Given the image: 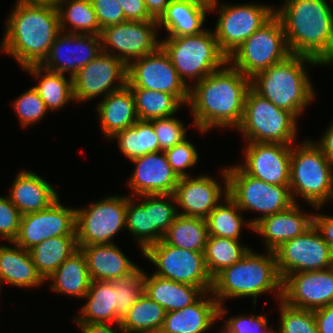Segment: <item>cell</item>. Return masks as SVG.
<instances>
[{
  "mask_svg": "<svg viewBox=\"0 0 333 333\" xmlns=\"http://www.w3.org/2000/svg\"><path fill=\"white\" fill-rule=\"evenodd\" d=\"M207 238L208 229L204 218L178 215L163 240L171 246L204 252Z\"/></svg>",
  "mask_w": 333,
  "mask_h": 333,
  "instance_id": "obj_38",
  "label": "cell"
},
{
  "mask_svg": "<svg viewBox=\"0 0 333 333\" xmlns=\"http://www.w3.org/2000/svg\"><path fill=\"white\" fill-rule=\"evenodd\" d=\"M218 303L211 291L183 309L166 312L159 333H204L218 321Z\"/></svg>",
  "mask_w": 333,
  "mask_h": 333,
  "instance_id": "obj_25",
  "label": "cell"
},
{
  "mask_svg": "<svg viewBox=\"0 0 333 333\" xmlns=\"http://www.w3.org/2000/svg\"><path fill=\"white\" fill-rule=\"evenodd\" d=\"M208 10L179 0H171L165 13L157 21L158 28L164 27L167 37L197 35L204 30Z\"/></svg>",
  "mask_w": 333,
  "mask_h": 333,
  "instance_id": "obj_33",
  "label": "cell"
},
{
  "mask_svg": "<svg viewBox=\"0 0 333 333\" xmlns=\"http://www.w3.org/2000/svg\"><path fill=\"white\" fill-rule=\"evenodd\" d=\"M0 245V281L17 288H36L45 280L37 272L31 253L14 241Z\"/></svg>",
  "mask_w": 333,
  "mask_h": 333,
  "instance_id": "obj_29",
  "label": "cell"
},
{
  "mask_svg": "<svg viewBox=\"0 0 333 333\" xmlns=\"http://www.w3.org/2000/svg\"><path fill=\"white\" fill-rule=\"evenodd\" d=\"M51 280L50 289L55 293L84 298L91 285L86 257L79 248L68 257L46 280Z\"/></svg>",
  "mask_w": 333,
  "mask_h": 333,
  "instance_id": "obj_31",
  "label": "cell"
},
{
  "mask_svg": "<svg viewBox=\"0 0 333 333\" xmlns=\"http://www.w3.org/2000/svg\"><path fill=\"white\" fill-rule=\"evenodd\" d=\"M319 333H333V304L314 310Z\"/></svg>",
  "mask_w": 333,
  "mask_h": 333,
  "instance_id": "obj_55",
  "label": "cell"
},
{
  "mask_svg": "<svg viewBox=\"0 0 333 333\" xmlns=\"http://www.w3.org/2000/svg\"><path fill=\"white\" fill-rule=\"evenodd\" d=\"M150 122L153 124L161 151L172 148L187 138L185 124L173 115L153 119Z\"/></svg>",
  "mask_w": 333,
  "mask_h": 333,
  "instance_id": "obj_49",
  "label": "cell"
},
{
  "mask_svg": "<svg viewBox=\"0 0 333 333\" xmlns=\"http://www.w3.org/2000/svg\"><path fill=\"white\" fill-rule=\"evenodd\" d=\"M30 1H36V2H49V3H57L59 0H30Z\"/></svg>",
  "mask_w": 333,
  "mask_h": 333,
  "instance_id": "obj_60",
  "label": "cell"
},
{
  "mask_svg": "<svg viewBox=\"0 0 333 333\" xmlns=\"http://www.w3.org/2000/svg\"><path fill=\"white\" fill-rule=\"evenodd\" d=\"M314 143L322 150L325 157L333 163V120L321 138Z\"/></svg>",
  "mask_w": 333,
  "mask_h": 333,
  "instance_id": "obj_56",
  "label": "cell"
},
{
  "mask_svg": "<svg viewBox=\"0 0 333 333\" xmlns=\"http://www.w3.org/2000/svg\"><path fill=\"white\" fill-rule=\"evenodd\" d=\"M144 200L140 203L150 210L151 226H153V244L163 239L169 226L178 216L176 200L173 194L140 195Z\"/></svg>",
  "mask_w": 333,
  "mask_h": 333,
  "instance_id": "obj_43",
  "label": "cell"
},
{
  "mask_svg": "<svg viewBox=\"0 0 333 333\" xmlns=\"http://www.w3.org/2000/svg\"><path fill=\"white\" fill-rule=\"evenodd\" d=\"M281 300L312 311L333 304V267L287 275L282 281Z\"/></svg>",
  "mask_w": 333,
  "mask_h": 333,
  "instance_id": "obj_21",
  "label": "cell"
},
{
  "mask_svg": "<svg viewBox=\"0 0 333 333\" xmlns=\"http://www.w3.org/2000/svg\"><path fill=\"white\" fill-rule=\"evenodd\" d=\"M218 1L211 9V13L214 10L219 12L214 33L220 50L227 57L275 15L274 6L269 4L249 2L229 5Z\"/></svg>",
  "mask_w": 333,
  "mask_h": 333,
  "instance_id": "obj_13",
  "label": "cell"
},
{
  "mask_svg": "<svg viewBox=\"0 0 333 333\" xmlns=\"http://www.w3.org/2000/svg\"><path fill=\"white\" fill-rule=\"evenodd\" d=\"M21 213L8 196L0 195V238L13 242L19 233Z\"/></svg>",
  "mask_w": 333,
  "mask_h": 333,
  "instance_id": "obj_51",
  "label": "cell"
},
{
  "mask_svg": "<svg viewBox=\"0 0 333 333\" xmlns=\"http://www.w3.org/2000/svg\"><path fill=\"white\" fill-rule=\"evenodd\" d=\"M162 39L161 47L169 55L185 85L188 80L194 84L199 82L228 62V57L220 50L214 31L208 28L197 35Z\"/></svg>",
  "mask_w": 333,
  "mask_h": 333,
  "instance_id": "obj_7",
  "label": "cell"
},
{
  "mask_svg": "<svg viewBox=\"0 0 333 333\" xmlns=\"http://www.w3.org/2000/svg\"><path fill=\"white\" fill-rule=\"evenodd\" d=\"M251 78L227 62L189 88L193 125L202 134L216 128L237 129L243 114Z\"/></svg>",
  "mask_w": 333,
  "mask_h": 333,
  "instance_id": "obj_1",
  "label": "cell"
},
{
  "mask_svg": "<svg viewBox=\"0 0 333 333\" xmlns=\"http://www.w3.org/2000/svg\"><path fill=\"white\" fill-rule=\"evenodd\" d=\"M190 85L180 79L169 55L160 46L151 54L127 65V86L174 95L183 105L189 101Z\"/></svg>",
  "mask_w": 333,
  "mask_h": 333,
  "instance_id": "obj_14",
  "label": "cell"
},
{
  "mask_svg": "<svg viewBox=\"0 0 333 333\" xmlns=\"http://www.w3.org/2000/svg\"><path fill=\"white\" fill-rule=\"evenodd\" d=\"M11 104L18 115L19 124L24 129L30 127L31 124L40 122L49 112L44 101L33 87L19 95Z\"/></svg>",
  "mask_w": 333,
  "mask_h": 333,
  "instance_id": "obj_47",
  "label": "cell"
},
{
  "mask_svg": "<svg viewBox=\"0 0 333 333\" xmlns=\"http://www.w3.org/2000/svg\"><path fill=\"white\" fill-rule=\"evenodd\" d=\"M279 302V328L277 333H319L314 311L295 308L282 300Z\"/></svg>",
  "mask_w": 333,
  "mask_h": 333,
  "instance_id": "obj_46",
  "label": "cell"
},
{
  "mask_svg": "<svg viewBox=\"0 0 333 333\" xmlns=\"http://www.w3.org/2000/svg\"><path fill=\"white\" fill-rule=\"evenodd\" d=\"M135 197L128 195L126 210V228L134 237L141 253L153 244V226H151L150 210H146L141 203H135Z\"/></svg>",
  "mask_w": 333,
  "mask_h": 333,
  "instance_id": "obj_45",
  "label": "cell"
},
{
  "mask_svg": "<svg viewBox=\"0 0 333 333\" xmlns=\"http://www.w3.org/2000/svg\"><path fill=\"white\" fill-rule=\"evenodd\" d=\"M82 333H126L120 324H115L117 329L111 328L110 323L76 324Z\"/></svg>",
  "mask_w": 333,
  "mask_h": 333,
  "instance_id": "obj_57",
  "label": "cell"
},
{
  "mask_svg": "<svg viewBox=\"0 0 333 333\" xmlns=\"http://www.w3.org/2000/svg\"><path fill=\"white\" fill-rule=\"evenodd\" d=\"M244 147V163L237 164L246 174L273 185L289 186L292 145L252 142Z\"/></svg>",
  "mask_w": 333,
  "mask_h": 333,
  "instance_id": "obj_20",
  "label": "cell"
},
{
  "mask_svg": "<svg viewBox=\"0 0 333 333\" xmlns=\"http://www.w3.org/2000/svg\"><path fill=\"white\" fill-rule=\"evenodd\" d=\"M128 196L110 195L76 208V237L78 245L115 243L114 237L126 227Z\"/></svg>",
  "mask_w": 333,
  "mask_h": 333,
  "instance_id": "obj_11",
  "label": "cell"
},
{
  "mask_svg": "<svg viewBox=\"0 0 333 333\" xmlns=\"http://www.w3.org/2000/svg\"><path fill=\"white\" fill-rule=\"evenodd\" d=\"M289 188L316 211L333 201V163L311 139L292 145Z\"/></svg>",
  "mask_w": 333,
  "mask_h": 333,
  "instance_id": "obj_6",
  "label": "cell"
},
{
  "mask_svg": "<svg viewBox=\"0 0 333 333\" xmlns=\"http://www.w3.org/2000/svg\"><path fill=\"white\" fill-rule=\"evenodd\" d=\"M282 281L274 251L261 254L250 248L242 259L213 278L211 292L218 305H225L230 298L252 297L255 308L261 294L273 292L281 300Z\"/></svg>",
  "mask_w": 333,
  "mask_h": 333,
  "instance_id": "obj_5",
  "label": "cell"
},
{
  "mask_svg": "<svg viewBox=\"0 0 333 333\" xmlns=\"http://www.w3.org/2000/svg\"><path fill=\"white\" fill-rule=\"evenodd\" d=\"M219 331H220L219 333H227L223 328Z\"/></svg>",
  "mask_w": 333,
  "mask_h": 333,
  "instance_id": "obj_62",
  "label": "cell"
},
{
  "mask_svg": "<svg viewBox=\"0 0 333 333\" xmlns=\"http://www.w3.org/2000/svg\"><path fill=\"white\" fill-rule=\"evenodd\" d=\"M314 212H303L298 202L288 209L260 219L253 232L261 235L265 251H274L282 243L304 234L313 226Z\"/></svg>",
  "mask_w": 333,
  "mask_h": 333,
  "instance_id": "obj_24",
  "label": "cell"
},
{
  "mask_svg": "<svg viewBox=\"0 0 333 333\" xmlns=\"http://www.w3.org/2000/svg\"><path fill=\"white\" fill-rule=\"evenodd\" d=\"M158 31L157 21H125L104 27L100 34L102 51L128 65L161 46Z\"/></svg>",
  "mask_w": 333,
  "mask_h": 333,
  "instance_id": "obj_16",
  "label": "cell"
},
{
  "mask_svg": "<svg viewBox=\"0 0 333 333\" xmlns=\"http://www.w3.org/2000/svg\"><path fill=\"white\" fill-rule=\"evenodd\" d=\"M102 52L99 35L60 32L41 66L44 69L74 76Z\"/></svg>",
  "mask_w": 333,
  "mask_h": 333,
  "instance_id": "obj_22",
  "label": "cell"
},
{
  "mask_svg": "<svg viewBox=\"0 0 333 333\" xmlns=\"http://www.w3.org/2000/svg\"><path fill=\"white\" fill-rule=\"evenodd\" d=\"M78 247L86 257L91 281H112L132 273L138 267L115 243Z\"/></svg>",
  "mask_w": 333,
  "mask_h": 333,
  "instance_id": "obj_27",
  "label": "cell"
},
{
  "mask_svg": "<svg viewBox=\"0 0 333 333\" xmlns=\"http://www.w3.org/2000/svg\"><path fill=\"white\" fill-rule=\"evenodd\" d=\"M171 0H144L149 15L154 20H159L165 13Z\"/></svg>",
  "mask_w": 333,
  "mask_h": 333,
  "instance_id": "obj_58",
  "label": "cell"
},
{
  "mask_svg": "<svg viewBox=\"0 0 333 333\" xmlns=\"http://www.w3.org/2000/svg\"><path fill=\"white\" fill-rule=\"evenodd\" d=\"M282 280L289 274L333 267V251L313 225L304 234L274 250Z\"/></svg>",
  "mask_w": 333,
  "mask_h": 333,
  "instance_id": "obj_15",
  "label": "cell"
},
{
  "mask_svg": "<svg viewBox=\"0 0 333 333\" xmlns=\"http://www.w3.org/2000/svg\"><path fill=\"white\" fill-rule=\"evenodd\" d=\"M116 289V324L144 293V270L139 266L130 274L111 281Z\"/></svg>",
  "mask_w": 333,
  "mask_h": 333,
  "instance_id": "obj_44",
  "label": "cell"
},
{
  "mask_svg": "<svg viewBox=\"0 0 333 333\" xmlns=\"http://www.w3.org/2000/svg\"><path fill=\"white\" fill-rule=\"evenodd\" d=\"M298 119L278 108L252 88L246 94L244 114L237 131L246 143L266 142L293 145L298 138Z\"/></svg>",
  "mask_w": 333,
  "mask_h": 333,
  "instance_id": "obj_8",
  "label": "cell"
},
{
  "mask_svg": "<svg viewBox=\"0 0 333 333\" xmlns=\"http://www.w3.org/2000/svg\"><path fill=\"white\" fill-rule=\"evenodd\" d=\"M75 227L76 208L65 207L59 198L44 210L23 215L14 242L30 250L49 238L76 235Z\"/></svg>",
  "mask_w": 333,
  "mask_h": 333,
  "instance_id": "obj_18",
  "label": "cell"
},
{
  "mask_svg": "<svg viewBox=\"0 0 333 333\" xmlns=\"http://www.w3.org/2000/svg\"><path fill=\"white\" fill-rule=\"evenodd\" d=\"M135 168L126 185L131 197L140 195L173 194L179 177L172 170L164 151L132 159Z\"/></svg>",
  "mask_w": 333,
  "mask_h": 333,
  "instance_id": "obj_23",
  "label": "cell"
},
{
  "mask_svg": "<svg viewBox=\"0 0 333 333\" xmlns=\"http://www.w3.org/2000/svg\"><path fill=\"white\" fill-rule=\"evenodd\" d=\"M228 195L242 212H259L252 227L262 218L288 209L294 201L289 186L273 185L246 174L237 164L227 166Z\"/></svg>",
  "mask_w": 333,
  "mask_h": 333,
  "instance_id": "obj_9",
  "label": "cell"
},
{
  "mask_svg": "<svg viewBox=\"0 0 333 333\" xmlns=\"http://www.w3.org/2000/svg\"><path fill=\"white\" fill-rule=\"evenodd\" d=\"M275 15L280 19L291 54L333 66V10L326 0H284Z\"/></svg>",
  "mask_w": 333,
  "mask_h": 333,
  "instance_id": "obj_3",
  "label": "cell"
},
{
  "mask_svg": "<svg viewBox=\"0 0 333 333\" xmlns=\"http://www.w3.org/2000/svg\"><path fill=\"white\" fill-rule=\"evenodd\" d=\"M116 289L111 281H92L86 303L81 306L75 324L110 323L116 324Z\"/></svg>",
  "mask_w": 333,
  "mask_h": 333,
  "instance_id": "obj_32",
  "label": "cell"
},
{
  "mask_svg": "<svg viewBox=\"0 0 333 333\" xmlns=\"http://www.w3.org/2000/svg\"><path fill=\"white\" fill-rule=\"evenodd\" d=\"M100 28L125 22V15L118 0H91Z\"/></svg>",
  "mask_w": 333,
  "mask_h": 333,
  "instance_id": "obj_52",
  "label": "cell"
},
{
  "mask_svg": "<svg viewBox=\"0 0 333 333\" xmlns=\"http://www.w3.org/2000/svg\"><path fill=\"white\" fill-rule=\"evenodd\" d=\"M172 170L181 177L191 176L186 170L196 165L198 161V151L187 138L181 143L164 151Z\"/></svg>",
  "mask_w": 333,
  "mask_h": 333,
  "instance_id": "obj_50",
  "label": "cell"
},
{
  "mask_svg": "<svg viewBox=\"0 0 333 333\" xmlns=\"http://www.w3.org/2000/svg\"><path fill=\"white\" fill-rule=\"evenodd\" d=\"M100 100L96 110L101 131L106 139L110 140L117 132L133 126L139 120L134 96L127 85Z\"/></svg>",
  "mask_w": 333,
  "mask_h": 333,
  "instance_id": "obj_28",
  "label": "cell"
},
{
  "mask_svg": "<svg viewBox=\"0 0 333 333\" xmlns=\"http://www.w3.org/2000/svg\"><path fill=\"white\" fill-rule=\"evenodd\" d=\"M6 20L1 51L12 56L22 69L41 65L61 32L56 4L17 0Z\"/></svg>",
  "mask_w": 333,
  "mask_h": 333,
  "instance_id": "obj_2",
  "label": "cell"
},
{
  "mask_svg": "<svg viewBox=\"0 0 333 333\" xmlns=\"http://www.w3.org/2000/svg\"><path fill=\"white\" fill-rule=\"evenodd\" d=\"M113 138L118 140V148L130 160L161 151L150 121L138 120L133 126L117 132L110 140Z\"/></svg>",
  "mask_w": 333,
  "mask_h": 333,
  "instance_id": "obj_40",
  "label": "cell"
},
{
  "mask_svg": "<svg viewBox=\"0 0 333 333\" xmlns=\"http://www.w3.org/2000/svg\"><path fill=\"white\" fill-rule=\"evenodd\" d=\"M264 333H277V329H271L269 326L264 330Z\"/></svg>",
  "mask_w": 333,
  "mask_h": 333,
  "instance_id": "obj_61",
  "label": "cell"
},
{
  "mask_svg": "<svg viewBox=\"0 0 333 333\" xmlns=\"http://www.w3.org/2000/svg\"><path fill=\"white\" fill-rule=\"evenodd\" d=\"M290 55L282 23L274 15L228 57V62L243 75L252 78Z\"/></svg>",
  "mask_w": 333,
  "mask_h": 333,
  "instance_id": "obj_10",
  "label": "cell"
},
{
  "mask_svg": "<svg viewBox=\"0 0 333 333\" xmlns=\"http://www.w3.org/2000/svg\"><path fill=\"white\" fill-rule=\"evenodd\" d=\"M11 189L7 196L22 216L44 210L59 199L55 187L31 170H21Z\"/></svg>",
  "mask_w": 333,
  "mask_h": 333,
  "instance_id": "obj_26",
  "label": "cell"
},
{
  "mask_svg": "<svg viewBox=\"0 0 333 333\" xmlns=\"http://www.w3.org/2000/svg\"><path fill=\"white\" fill-rule=\"evenodd\" d=\"M144 293L166 312L183 309L195 303L205 292L191 284L178 283L144 271Z\"/></svg>",
  "mask_w": 333,
  "mask_h": 333,
  "instance_id": "obj_30",
  "label": "cell"
},
{
  "mask_svg": "<svg viewBox=\"0 0 333 333\" xmlns=\"http://www.w3.org/2000/svg\"><path fill=\"white\" fill-rule=\"evenodd\" d=\"M305 65L323 66L311 57L291 54L285 60L256 73L251 78V88L299 119L305 108L315 100L316 92Z\"/></svg>",
  "mask_w": 333,
  "mask_h": 333,
  "instance_id": "obj_4",
  "label": "cell"
},
{
  "mask_svg": "<svg viewBox=\"0 0 333 333\" xmlns=\"http://www.w3.org/2000/svg\"><path fill=\"white\" fill-rule=\"evenodd\" d=\"M134 96L138 119L150 121L153 119L175 115L183 104L174 96L143 88H130Z\"/></svg>",
  "mask_w": 333,
  "mask_h": 333,
  "instance_id": "obj_42",
  "label": "cell"
},
{
  "mask_svg": "<svg viewBox=\"0 0 333 333\" xmlns=\"http://www.w3.org/2000/svg\"><path fill=\"white\" fill-rule=\"evenodd\" d=\"M223 185L209 175L179 178L173 196L178 206V215L206 218L228 196L227 169H221Z\"/></svg>",
  "mask_w": 333,
  "mask_h": 333,
  "instance_id": "obj_19",
  "label": "cell"
},
{
  "mask_svg": "<svg viewBox=\"0 0 333 333\" xmlns=\"http://www.w3.org/2000/svg\"><path fill=\"white\" fill-rule=\"evenodd\" d=\"M142 256L154 264V275L212 291L213 279L206 269L204 252L171 246L162 239L149 245Z\"/></svg>",
  "mask_w": 333,
  "mask_h": 333,
  "instance_id": "obj_12",
  "label": "cell"
},
{
  "mask_svg": "<svg viewBox=\"0 0 333 333\" xmlns=\"http://www.w3.org/2000/svg\"><path fill=\"white\" fill-rule=\"evenodd\" d=\"M227 311L224 305H219L218 320L225 319V322L222 323V328L227 333H264V330L269 326V318L265 315L253 314L249 316L248 314H238L229 316V318L226 316Z\"/></svg>",
  "mask_w": 333,
  "mask_h": 333,
  "instance_id": "obj_48",
  "label": "cell"
},
{
  "mask_svg": "<svg viewBox=\"0 0 333 333\" xmlns=\"http://www.w3.org/2000/svg\"><path fill=\"white\" fill-rule=\"evenodd\" d=\"M242 241L208 235L204 250V261L212 279L224 268L232 266L248 252V246Z\"/></svg>",
  "mask_w": 333,
  "mask_h": 333,
  "instance_id": "obj_41",
  "label": "cell"
},
{
  "mask_svg": "<svg viewBox=\"0 0 333 333\" xmlns=\"http://www.w3.org/2000/svg\"><path fill=\"white\" fill-rule=\"evenodd\" d=\"M39 80L33 88L40 95L49 111H59L71 101L73 97L72 76L44 69L41 65H32L23 69Z\"/></svg>",
  "mask_w": 333,
  "mask_h": 333,
  "instance_id": "obj_34",
  "label": "cell"
},
{
  "mask_svg": "<svg viewBox=\"0 0 333 333\" xmlns=\"http://www.w3.org/2000/svg\"><path fill=\"white\" fill-rule=\"evenodd\" d=\"M78 249L76 235H66L46 239L29 251L37 272L46 281Z\"/></svg>",
  "mask_w": 333,
  "mask_h": 333,
  "instance_id": "obj_35",
  "label": "cell"
},
{
  "mask_svg": "<svg viewBox=\"0 0 333 333\" xmlns=\"http://www.w3.org/2000/svg\"><path fill=\"white\" fill-rule=\"evenodd\" d=\"M241 214L243 212L237 203L228 195L205 218L208 235L239 240L244 225L253 230L252 225Z\"/></svg>",
  "mask_w": 333,
  "mask_h": 333,
  "instance_id": "obj_39",
  "label": "cell"
},
{
  "mask_svg": "<svg viewBox=\"0 0 333 333\" xmlns=\"http://www.w3.org/2000/svg\"><path fill=\"white\" fill-rule=\"evenodd\" d=\"M166 311L145 293L128 310L120 322L126 333H159Z\"/></svg>",
  "mask_w": 333,
  "mask_h": 333,
  "instance_id": "obj_37",
  "label": "cell"
},
{
  "mask_svg": "<svg viewBox=\"0 0 333 333\" xmlns=\"http://www.w3.org/2000/svg\"><path fill=\"white\" fill-rule=\"evenodd\" d=\"M313 225L333 251V216L320 214L315 211Z\"/></svg>",
  "mask_w": 333,
  "mask_h": 333,
  "instance_id": "obj_54",
  "label": "cell"
},
{
  "mask_svg": "<svg viewBox=\"0 0 333 333\" xmlns=\"http://www.w3.org/2000/svg\"><path fill=\"white\" fill-rule=\"evenodd\" d=\"M179 1L188 2L197 5L203 9L208 10L209 12H211V9L217 2V0H179Z\"/></svg>",
  "mask_w": 333,
  "mask_h": 333,
  "instance_id": "obj_59",
  "label": "cell"
},
{
  "mask_svg": "<svg viewBox=\"0 0 333 333\" xmlns=\"http://www.w3.org/2000/svg\"><path fill=\"white\" fill-rule=\"evenodd\" d=\"M56 6L61 32L100 36L102 29L91 0H59Z\"/></svg>",
  "mask_w": 333,
  "mask_h": 333,
  "instance_id": "obj_36",
  "label": "cell"
},
{
  "mask_svg": "<svg viewBox=\"0 0 333 333\" xmlns=\"http://www.w3.org/2000/svg\"><path fill=\"white\" fill-rule=\"evenodd\" d=\"M126 21H157L148 13L144 0H118Z\"/></svg>",
  "mask_w": 333,
  "mask_h": 333,
  "instance_id": "obj_53",
  "label": "cell"
},
{
  "mask_svg": "<svg viewBox=\"0 0 333 333\" xmlns=\"http://www.w3.org/2000/svg\"><path fill=\"white\" fill-rule=\"evenodd\" d=\"M72 84L73 97L77 104L91 101L98 96L104 98L127 85V65L102 51L72 77Z\"/></svg>",
  "mask_w": 333,
  "mask_h": 333,
  "instance_id": "obj_17",
  "label": "cell"
}]
</instances>
